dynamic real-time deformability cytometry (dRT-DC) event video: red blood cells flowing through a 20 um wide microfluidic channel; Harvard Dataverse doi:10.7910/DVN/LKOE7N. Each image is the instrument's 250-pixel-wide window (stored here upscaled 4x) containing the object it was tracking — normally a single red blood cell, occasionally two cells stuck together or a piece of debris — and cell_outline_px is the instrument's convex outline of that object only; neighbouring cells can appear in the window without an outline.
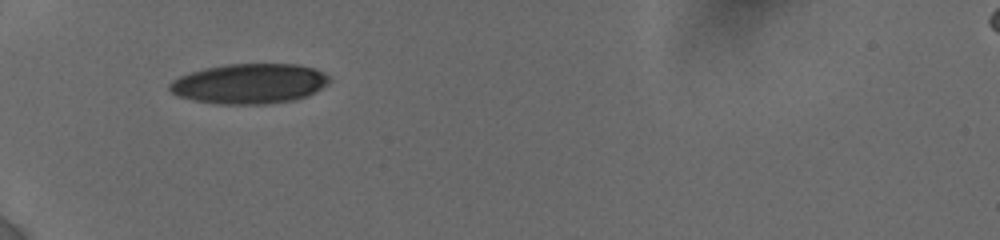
{"species": "human", "species_latin": "Homo sapiens", "temperature_condition": "cold", "stored_images_in_passage": 3, "camera_frame_rate_fps": 3000, "um_per_image_px": 0.085, "donor": {"sex": "female"}, "frame": {"image": 1, "passage_image": 1, "time_ms": 0.0, "image_size_px": [1000, 240], "cell_outline_px": [[332, 80], [328, 84], [304, 96], [292, 100], [264, 104], [224, 104], [196, 100], [176, 96], [168, 88], [168, 84], [172, 80], [180, 76], [204, 68], [228, 64], [296, 64], [312, 68], [328, 76]], "centroid_in_image_um": [21.16, 7.1], "position_along_channel_um": 63.8, "area_um2": 36.82}}